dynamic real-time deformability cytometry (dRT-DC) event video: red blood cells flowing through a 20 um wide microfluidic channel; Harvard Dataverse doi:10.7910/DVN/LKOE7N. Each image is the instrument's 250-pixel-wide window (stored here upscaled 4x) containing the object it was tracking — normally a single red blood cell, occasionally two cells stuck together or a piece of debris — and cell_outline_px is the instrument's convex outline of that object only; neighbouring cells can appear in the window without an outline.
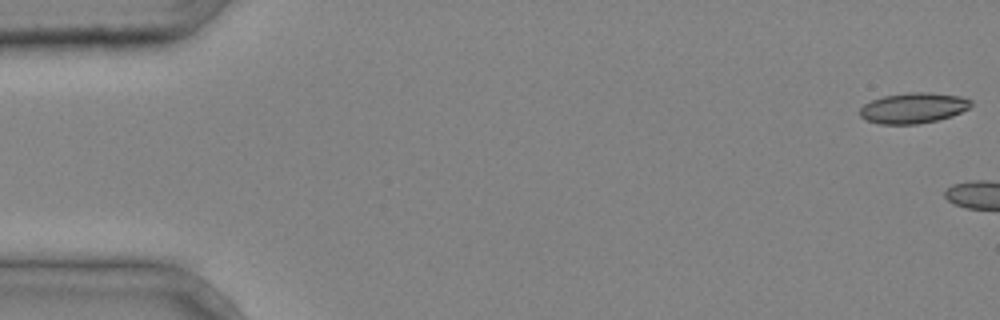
{"species": "common noctule bat (a hibernating species)", "species_latin": "Nyctalus noctula", "temperature_condition": "cold", "stored_images_in_passage": 4, "camera_frame_rate_fps": 3000, "um_per_image_px": 0.085, "animal": {"sex": "male", "body_mass_g": 20.4}, "frame": {"image": 1, "passage_image": 1, "time_ms": 0.0, "image_size_px": [1000, 320], "cell_outline_px": [[972, 104], [968, 108], [952, 116], [936, 120], [916, 124], [880, 124], [868, 120], [860, 116], [860, 108], [864, 104], [872, 100], [884, 96], [908, 92], [928, 92], [960, 96], [972, 100]], "centroid_in_image_um": [77.64, 9.17], "position_along_channel_um": 7.4, "area_um2": 19.65}}